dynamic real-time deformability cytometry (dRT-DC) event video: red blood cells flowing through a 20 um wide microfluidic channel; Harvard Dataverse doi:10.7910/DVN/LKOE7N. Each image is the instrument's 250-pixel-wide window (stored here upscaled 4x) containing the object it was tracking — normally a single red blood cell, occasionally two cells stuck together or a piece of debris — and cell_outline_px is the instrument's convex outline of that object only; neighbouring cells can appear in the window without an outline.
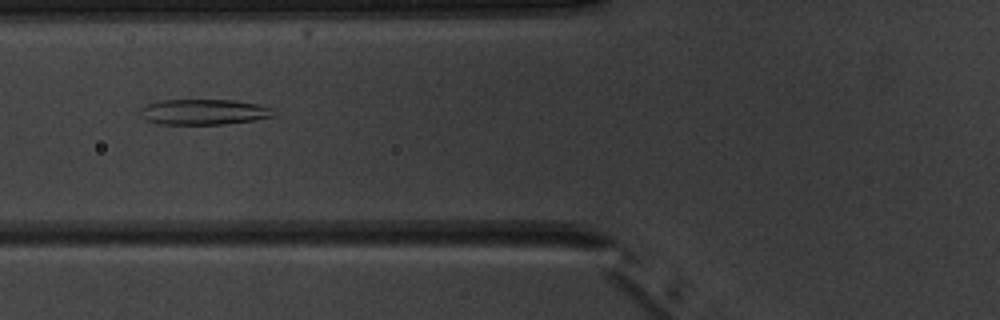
{"species": "common noctule bat (a hibernating species)", "species_latin": "Nyctalus noctula", "temperature_condition": "warm", "stored_images_in_passage": 4, "camera_frame_rate_fps": 3000, "um_per_image_px": 0.085, "animal": {"sex": "male", "body_mass_g": 20.1, "forearm_length_mm": 53.5}, "frame": {"image": 1, "passage_image": 3, "time_ms": 2.333, "image_size_px": [1000, 320], "cell_outline_px": [[276, 116], [252, 120], [224, 124], [156, 124], [144, 120], [140, 108], [148, 104], [160, 100], [232, 100], [260, 104], [272, 108]], "centroid_in_image_um": [17.33, 9.51], "position_along_channel_um": 108.5, "area_um2": 19.88}}